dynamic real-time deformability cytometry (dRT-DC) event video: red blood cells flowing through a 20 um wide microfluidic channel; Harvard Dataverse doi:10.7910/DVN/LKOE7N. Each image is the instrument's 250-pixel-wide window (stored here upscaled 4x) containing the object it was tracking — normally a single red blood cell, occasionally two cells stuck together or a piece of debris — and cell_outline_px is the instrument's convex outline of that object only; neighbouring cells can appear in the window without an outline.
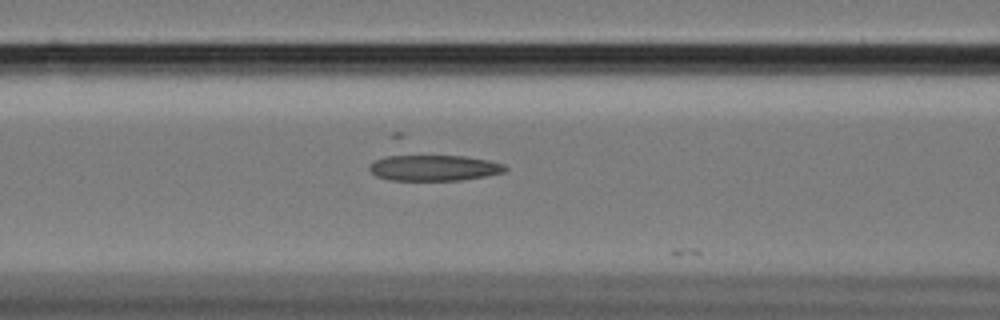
{"species": "Egyptian fruit bat (a non-hibernating species)", "species_latin": "Rousettus aegyptiacus", "temperature_condition": "cold", "stored_images_in_passage": 16, "camera_frame_rate_fps": 3000, "um_per_image_px": 0.085, "animal": {"sex": "female"}, "frame": {"image": 1, "passage_image": 15, "time_ms": 4.667, "image_size_px": [1000, 320], "cell_outline_px": [[508, 168], [504, 172], [484, 176], [460, 180], [392, 180], [376, 176], [368, 168], [368, 164], [392, 152], [404, 152], [464, 156], [488, 160], [504, 164]], "centroid_in_image_um": [36.78, 14.2], "position_along_channel_um": 129.8, "area_um2": 21.62}}